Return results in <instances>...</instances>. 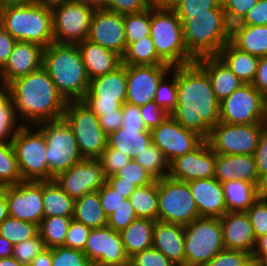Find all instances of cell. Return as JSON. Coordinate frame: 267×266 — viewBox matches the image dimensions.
I'll list each match as a JSON object with an SVG mask.
<instances>
[{"mask_svg": "<svg viewBox=\"0 0 267 266\" xmlns=\"http://www.w3.org/2000/svg\"><path fill=\"white\" fill-rule=\"evenodd\" d=\"M0 25L16 40L47 47L54 43L51 7L42 3L3 8Z\"/></svg>", "mask_w": 267, "mask_h": 266, "instance_id": "cell-5", "label": "cell"}, {"mask_svg": "<svg viewBox=\"0 0 267 266\" xmlns=\"http://www.w3.org/2000/svg\"><path fill=\"white\" fill-rule=\"evenodd\" d=\"M266 254H267V234L256 238V244L251 256L256 257L259 260L262 256Z\"/></svg>", "mask_w": 267, "mask_h": 266, "instance_id": "cell-68", "label": "cell"}, {"mask_svg": "<svg viewBox=\"0 0 267 266\" xmlns=\"http://www.w3.org/2000/svg\"><path fill=\"white\" fill-rule=\"evenodd\" d=\"M156 180L167 177L169 174V162L161 150L153 143L147 148L136 153L134 158Z\"/></svg>", "mask_w": 267, "mask_h": 266, "instance_id": "cell-40", "label": "cell"}, {"mask_svg": "<svg viewBox=\"0 0 267 266\" xmlns=\"http://www.w3.org/2000/svg\"><path fill=\"white\" fill-rule=\"evenodd\" d=\"M44 47L26 41H16L13 50L0 70V85L6 88L12 81L42 67Z\"/></svg>", "mask_w": 267, "mask_h": 266, "instance_id": "cell-23", "label": "cell"}, {"mask_svg": "<svg viewBox=\"0 0 267 266\" xmlns=\"http://www.w3.org/2000/svg\"><path fill=\"white\" fill-rule=\"evenodd\" d=\"M158 202V221L186 226L200 217L188 182L159 179Z\"/></svg>", "mask_w": 267, "mask_h": 266, "instance_id": "cell-11", "label": "cell"}, {"mask_svg": "<svg viewBox=\"0 0 267 266\" xmlns=\"http://www.w3.org/2000/svg\"><path fill=\"white\" fill-rule=\"evenodd\" d=\"M98 118L102 130L108 136L122 126V106L114 112L103 113Z\"/></svg>", "mask_w": 267, "mask_h": 266, "instance_id": "cell-63", "label": "cell"}, {"mask_svg": "<svg viewBox=\"0 0 267 266\" xmlns=\"http://www.w3.org/2000/svg\"><path fill=\"white\" fill-rule=\"evenodd\" d=\"M221 0H178L171 8L178 18H193L201 13H209V9L217 8Z\"/></svg>", "mask_w": 267, "mask_h": 266, "instance_id": "cell-46", "label": "cell"}, {"mask_svg": "<svg viewBox=\"0 0 267 266\" xmlns=\"http://www.w3.org/2000/svg\"><path fill=\"white\" fill-rule=\"evenodd\" d=\"M249 256L240 250L223 249L205 266H240Z\"/></svg>", "mask_w": 267, "mask_h": 266, "instance_id": "cell-58", "label": "cell"}, {"mask_svg": "<svg viewBox=\"0 0 267 266\" xmlns=\"http://www.w3.org/2000/svg\"><path fill=\"white\" fill-rule=\"evenodd\" d=\"M129 266H176L153 246L130 258Z\"/></svg>", "mask_w": 267, "mask_h": 266, "instance_id": "cell-54", "label": "cell"}, {"mask_svg": "<svg viewBox=\"0 0 267 266\" xmlns=\"http://www.w3.org/2000/svg\"><path fill=\"white\" fill-rule=\"evenodd\" d=\"M13 256V244L0 235V258Z\"/></svg>", "mask_w": 267, "mask_h": 266, "instance_id": "cell-70", "label": "cell"}, {"mask_svg": "<svg viewBox=\"0 0 267 266\" xmlns=\"http://www.w3.org/2000/svg\"><path fill=\"white\" fill-rule=\"evenodd\" d=\"M42 67L66 102L84 99L90 79L77 45L51 43L44 48Z\"/></svg>", "mask_w": 267, "mask_h": 266, "instance_id": "cell-3", "label": "cell"}, {"mask_svg": "<svg viewBox=\"0 0 267 266\" xmlns=\"http://www.w3.org/2000/svg\"><path fill=\"white\" fill-rule=\"evenodd\" d=\"M126 65L90 80L89 89L82 100L98 117L114 112L126 101Z\"/></svg>", "mask_w": 267, "mask_h": 266, "instance_id": "cell-14", "label": "cell"}, {"mask_svg": "<svg viewBox=\"0 0 267 266\" xmlns=\"http://www.w3.org/2000/svg\"><path fill=\"white\" fill-rule=\"evenodd\" d=\"M74 201L54 179L43 181L44 217H73Z\"/></svg>", "mask_w": 267, "mask_h": 266, "instance_id": "cell-36", "label": "cell"}, {"mask_svg": "<svg viewBox=\"0 0 267 266\" xmlns=\"http://www.w3.org/2000/svg\"><path fill=\"white\" fill-rule=\"evenodd\" d=\"M239 24L267 25V0H258L257 4L249 10Z\"/></svg>", "mask_w": 267, "mask_h": 266, "instance_id": "cell-61", "label": "cell"}, {"mask_svg": "<svg viewBox=\"0 0 267 266\" xmlns=\"http://www.w3.org/2000/svg\"><path fill=\"white\" fill-rule=\"evenodd\" d=\"M21 125L16 117L13 101L6 94V88L0 85V140L12 141Z\"/></svg>", "mask_w": 267, "mask_h": 266, "instance_id": "cell-44", "label": "cell"}, {"mask_svg": "<svg viewBox=\"0 0 267 266\" xmlns=\"http://www.w3.org/2000/svg\"><path fill=\"white\" fill-rule=\"evenodd\" d=\"M150 132L152 143L161 150L169 163L193 151L205 140L198 133L182 127L171 115Z\"/></svg>", "mask_w": 267, "mask_h": 266, "instance_id": "cell-18", "label": "cell"}, {"mask_svg": "<svg viewBox=\"0 0 267 266\" xmlns=\"http://www.w3.org/2000/svg\"><path fill=\"white\" fill-rule=\"evenodd\" d=\"M220 223L224 248L252 255L256 236L247 212H226L220 217Z\"/></svg>", "mask_w": 267, "mask_h": 266, "instance_id": "cell-24", "label": "cell"}, {"mask_svg": "<svg viewBox=\"0 0 267 266\" xmlns=\"http://www.w3.org/2000/svg\"><path fill=\"white\" fill-rule=\"evenodd\" d=\"M260 266H267V254L262 256L260 259Z\"/></svg>", "mask_w": 267, "mask_h": 266, "instance_id": "cell-79", "label": "cell"}, {"mask_svg": "<svg viewBox=\"0 0 267 266\" xmlns=\"http://www.w3.org/2000/svg\"><path fill=\"white\" fill-rule=\"evenodd\" d=\"M94 11L78 0L52 6L54 43L77 45L86 40Z\"/></svg>", "mask_w": 267, "mask_h": 266, "instance_id": "cell-12", "label": "cell"}, {"mask_svg": "<svg viewBox=\"0 0 267 266\" xmlns=\"http://www.w3.org/2000/svg\"><path fill=\"white\" fill-rule=\"evenodd\" d=\"M258 0H221V5L225 11L227 24L232 27L239 24L245 14L257 4Z\"/></svg>", "mask_w": 267, "mask_h": 266, "instance_id": "cell-50", "label": "cell"}, {"mask_svg": "<svg viewBox=\"0 0 267 266\" xmlns=\"http://www.w3.org/2000/svg\"><path fill=\"white\" fill-rule=\"evenodd\" d=\"M252 85L267 98V56L260 58Z\"/></svg>", "mask_w": 267, "mask_h": 266, "instance_id": "cell-65", "label": "cell"}, {"mask_svg": "<svg viewBox=\"0 0 267 266\" xmlns=\"http://www.w3.org/2000/svg\"><path fill=\"white\" fill-rule=\"evenodd\" d=\"M152 246L176 266L185 265L184 226L156 220Z\"/></svg>", "mask_w": 267, "mask_h": 266, "instance_id": "cell-27", "label": "cell"}, {"mask_svg": "<svg viewBox=\"0 0 267 266\" xmlns=\"http://www.w3.org/2000/svg\"><path fill=\"white\" fill-rule=\"evenodd\" d=\"M200 217H222L226 204L222 184L214 177L195 179L188 182Z\"/></svg>", "mask_w": 267, "mask_h": 266, "instance_id": "cell-25", "label": "cell"}, {"mask_svg": "<svg viewBox=\"0 0 267 266\" xmlns=\"http://www.w3.org/2000/svg\"><path fill=\"white\" fill-rule=\"evenodd\" d=\"M137 219L130 200L125 199L107 218V226L121 233L129 224Z\"/></svg>", "mask_w": 267, "mask_h": 266, "instance_id": "cell-51", "label": "cell"}, {"mask_svg": "<svg viewBox=\"0 0 267 266\" xmlns=\"http://www.w3.org/2000/svg\"><path fill=\"white\" fill-rule=\"evenodd\" d=\"M178 0H162V7H171Z\"/></svg>", "mask_w": 267, "mask_h": 266, "instance_id": "cell-78", "label": "cell"}, {"mask_svg": "<svg viewBox=\"0 0 267 266\" xmlns=\"http://www.w3.org/2000/svg\"><path fill=\"white\" fill-rule=\"evenodd\" d=\"M141 118L144 120L147 130H152L160 125L168 116L163 108H161L154 100L146 105L140 106Z\"/></svg>", "mask_w": 267, "mask_h": 266, "instance_id": "cell-56", "label": "cell"}, {"mask_svg": "<svg viewBox=\"0 0 267 266\" xmlns=\"http://www.w3.org/2000/svg\"><path fill=\"white\" fill-rule=\"evenodd\" d=\"M185 265L205 266L224 248L220 218L199 217L184 226Z\"/></svg>", "mask_w": 267, "mask_h": 266, "instance_id": "cell-8", "label": "cell"}, {"mask_svg": "<svg viewBox=\"0 0 267 266\" xmlns=\"http://www.w3.org/2000/svg\"><path fill=\"white\" fill-rule=\"evenodd\" d=\"M216 56L244 83L252 84L260 58L227 42Z\"/></svg>", "mask_w": 267, "mask_h": 266, "instance_id": "cell-31", "label": "cell"}, {"mask_svg": "<svg viewBox=\"0 0 267 266\" xmlns=\"http://www.w3.org/2000/svg\"><path fill=\"white\" fill-rule=\"evenodd\" d=\"M29 266H52V251L50 248L44 249L31 262Z\"/></svg>", "mask_w": 267, "mask_h": 266, "instance_id": "cell-67", "label": "cell"}, {"mask_svg": "<svg viewBox=\"0 0 267 266\" xmlns=\"http://www.w3.org/2000/svg\"><path fill=\"white\" fill-rule=\"evenodd\" d=\"M107 218L97 191L75 199L72 219L95 229L107 226Z\"/></svg>", "mask_w": 267, "mask_h": 266, "instance_id": "cell-35", "label": "cell"}, {"mask_svg": "<svg viewBox=\"0 0 267 266\" xmlns=\"http://www.w3.org/2000/svg\"><path fill=\"white\" fill-rule=\"evenodd\" d=\"M72 217H44L39 225V234L46 248L61 247L65 243Z\"/></svg>", "mask_w": 267, "mask_h": 266, "instance_id": "cell-39", "label": "cell"}, {"mask_svg": "<svg viewBox=\"0 0 267 266\" xmlns=\"http://www.w3.org/2000/svg\"><path fill=\"white\" fill-rule=\"evenodd\" d=\"M106 182L116 191L121 194L125 199L129 198L131 194L135 191V187L132 183L120 182V178L115 175H111L106 178Z\"/></svg>", "mask_w": 267, "mask_h": 266, "instance_id": "cell-66", "label": "cell"}, {"mask_svg": "<svg viewBox=\"0 0 267 266\" xmlns=\"http://www.w3.org/2000/svg\"><path fill=\"white\" fill-rule=\"evenodd\" d=\"M19 182L22 177L12 142L0 140V187Z\"/></svg>", "mask_w": 267, "mask_h": 266, "instance_id": "cell-41", "label": "cell"}, {"mask_svg": "<svg viewBox=\"0 0 267 266\" xmlns=\"http://www.w3.org/2000/svg\"><path fill=\"white\" fill-rule=\"evenodd\" d=\"M124 31L127 44L150 36V8L139 13L125 14Z\"/></svg>", "mask_w": 267, "mask_h": 266, "instance_id": "cell-45", "label": "cell"}, {"mask_svg": "<svg viewBox=\"0 0 267 266\" xmlns=\"http://www.w3.org/2000/svg\"><path fill=\"white\" fill-rule=\"evenodd\" d=\"M253 157L259 176L267 173V127L263 129L259 137L258 146Z\"/></svg>", "mask_w": 267, "mask_h": 266, "instance_id": "cell-62", "label": "cell"}, {"mask_svg": "<svg viewBox=\"0 0 267 266\" xmlns=\"http://www.w3.org/2000/svg\"><path fill=\"white\" fill-rule=\"evenodd\" d=\"M38 234L39 225L10 216L0 224V235L13 245L36 237Z\"/></svg>", "mask_w": 267, "mask_h": 266, "instance_id": "cell-42", "label": "cell"}, {"mask_svg": "<svg viewBox=\"0 0 267 266\" xmlns=\"http://www.w3.org/2000/svg\"><path fill=\"white\" fill-rule=\"evenodd\" d=\"M240 266H260V261L250 255Z\"/></svg>", "mask_w": 267, "mask_h": 266, "instance_id": "cell-75", "label": "cell"}, {"mask_svg": "<svg viewBox=\"0 0 267 266\" xmlns=\"http://www.w3.org/2000/svg\"><path fill=\"white\" fill-rule=\"evenodd\" d=\"M90 231L91 228L72 219L63 246L83 251Z\"/></svg>", "mask_w": 267, "mask_h": 266, "instance_id": "cell-55", "label": "cell"}, {"mask_svg": "<svg viewBox=\"0 0 267 266\" xmlns=\"http://www.w3.org/2000/svg\"><path fill=\"white\" fill-rule=\"evenodd\" d=\"M90 80L114 71L121 65V57L88 39L77 44Z\"/></svg>", "mask_w": 267, "mask_h": 266, "instance_id": "cell-29", "label": "cell"}, {"mask_svg": "<svg viewBox=\"0 0 267 266\" xmlns=\"http://www.w3.org/2000/svg\"><path fill=\"white\" fill-rule=\"evenodd\" d=\"M10 217L40 225L44 218L43 181H22L6 185Z\"/></svg>", "mask_w": 267, "mask_h": 266, "instance_id": "cell-16", "label": "cell"}, {"mask_svg": "<svg viewBox=\"0 0 267 266\" xmlns=\"http://www.w3.org/2000/svg\"><path fill=\"white\" fill-rule=\"evenodd\" d=\"M179 19L182 21L186 48L196 59L216 55L230 41L231 27L227 24L221 4L209 9V13Z\"/></svg>", "mask_w": 267, "mask_h": 266, "instance_id": "cell-4", "label": "cell"}, {"mask_svg": "<svg viewBox=\"0 0 267 266\" xmlns=\"http://www.w3.org/2000/svg\"><path fill=\"white\" fill-rule=\"evenodd\" d=\"M151 143V132L147 128L120 127L107 136V147L119 150L132 159Z\"/></svg>", "mask_w": 267, "mask_h": 266, "instance_id": "cell-32", "label": "cell"}, {"mask_svg": "<svg viewBox=\"0 0 267 266\" xmlns=\"http://www.w3.org/2000/svg\"><path fill=\"white\" fill-rule=\"evenodd\" d=\"M11 142L16 153L22 181L49 180V169L45 157L47 142L39 129L35 125H21Z\"/></svg>", "mask_w": 267, "mask_h": 266, "instance_id": "cell-10", "label": "cell"}, {"mask_svg": "<svg viewBox=\"0 0 267 266\" xmlns=\"http://www.w3.org/2000/svg\"><path fill=\"white\" fill-rule=\"evenodd\" d=\"M170 65H126V103L143 106L153 101L160 80Z\"/></svg>", "mask_w": 267, "mask_h": 266, "instance_id": "cell-20", "label": "cell"}, {"mask_svg": "<svg viewBox=\"0 0 267 266\" xmlns=\"http://www.w3.org/2000/svg\"><path fill=\"white\" fill-rule=\"evenodd\" d=\"M2 3V8L12 7V6H26L33 5L39 2V0H0Z\"/></svg>", "mask_w": 267, "mask_h": 266, "instance_id": "cell-72", "label": "cell"}, {"mask_svg": "<svg viewBox=\"0 0 267 266\" xmlns=\"http://www.w3.org/2000/svg\"><path fill=\"white\" fill-rule=\"evenodd\" d=\"M35 126L44 134L47 142L45 157L49 180H53L58 174L67 171L75 163L84 159L72 129L63 118L42 122Z\"/></svg>", "mask_w": 267, "mask_h": 266, "instance_id": "cell-7", "label": "cell"}, {"mask_svg": "<svg viewBox=\"0 0 267 266\" xmlns=\"http://www.w3.org/2000/svg\"><path fill=\"white\" fill-rule=\"evenodd\" d=\"M216 153L204 140L196 149L176 157L169 163L168 176L172 179L189 182L195 179L214 177Z\"/></svg>", "mask_w": 267, "mask_h": 266, "instance_id": "cell-21", "label": "cell"}, {"mask_svg": "<svg viewBox=\"0 0 267 266\" xmlns=\"http://www.w3.org/2000/svg\"><path fill=\"white\" fill-rule=\"evenodd\" d=\"M246 212L256 238L267 234V200L258 198Z\"/></svg>", "mask_w": 267, "mask_h": 266, "instance_id": "cell-53", "label": "cell"}, {"mask_svg": "<svg viewBox=\"0 0 267 266\" xmlns=\"http://www.w3.org/2000/svg\"><path fill=\"white\" fill-rule=\"evenodd\" d=\"M122 126L132 128H146L144 120L141 118L140 107L129 103L122 105Z\"/></svg>", "mask_w": 267, "mask_h": 266, "instance_id": "cell-60", "label": "cell"}, {"mask_svg": "<svg viewBox=\"0 0 267 266\" xmlns=\"http://www.w3.org/2000/svg\"><path fill=\"white\" fill-rule=\"evenodd\" d=\"M150 7H162V0H145Z\"/></svg>", "mask_w": 267, "mask_h": 266, "instance_id": "cell-77", "label": "cell"}, {"mask_svg": "<svg viewBox=\"0 0 267 266\" xmlns=\"http://www.w3.org/2000/svg\"><path fill=\"white\" fill-rule=\"evenodd\" d=\"M87 39L122 57L127 47L124 15L107 9L95 10Z\"/></svg>", "mask_w": 267, "mask_h": 266, "instance_id": "cell-22", "label": "cell"}, {"mask_svg": "<svg viewBox=\"0 0 267 266\" xmlns=\"http://www.w3.org/2000/svg\"><path fill=\"white\" fill-rule=\"evenodd\" d=\"M150 37L157 55L171 67L196 61L187 50L182 21L171 7H150Z\"/></svg>", "mask_w": 267, "mask_h": 266, "instance_id": "cell-6", "label": "cell"}, {"mask_svg": "<svg viewBox=\"0 0 267 266\" xmlns=\"http://www.w3.org/2000/svg\"><path fill=\"white\" fill-rule=\"evenodd\" d=\"M123 65H168L158 55L150 36L127 44L121 57Z\"/></svg>", "mask_w": 267, "mask_h": 266, "instance_id": "cell-38", "label": "cell"}, {"mask_svg": "<svg viewBox=\"0 0 267 266\" xmlns=\"http://www.w3.org/2000/svg\"><path fill=\"white\" fill-rule=\"evenodd\" d=\"M16 40L0 25V70L6 64Z\"/></svg>", "mask_w": 267, "mask_h": 266, "instance_id": "cell-64", "label": "cell"}, {"mask_svg": "<svg viewBox=\"0 0 267 266\" xmlns=\"http://www.w3.org/2000/svg\"><path fill=\"white\" fill-rule=\"evenodd\" d=\"M209 76L216 99L221 102L243 82L216 56H202L195 61Z\"/></svg>", "mask_w": 267, "mask_h": 266, "instance_id": "cell-28", "label": "cell"}, {"mask_svg": "<svg viewBox=\"0 0 267 266\" xmlns=\"http://www.w3.org/2000/svg\"><path fill=\"white\" fill-rule=\"evenodd\" d=\"M257 194L258 198L267 200V173L259 176Z\"/></svg>", "mask_w": 267, "mask_h": 266, "instance_id": "cell-71", "label": "cell"}, {"mask_svg": "<svg viewBox=\"0 0 267 266\" xmlns=\"http://www.w3.org/2000/svg\"><path fill=\"white\" fill-rule=\"evenodd\" d=\"M230 42L251 55L266 57L267 25L236 24L231 27Z\"/></svg>", "mask_w": 267, "mask_h": 266, "instance_id": "cell-30", "label": "cell"}, {"mask_svg": "<svg viewBox=\"0 0 267 266\" xmlns=\"http://www.w3.org/2000/svg\"><path fill=\"white\" fill-rule=\"evenodd\" d=\"M46 246L40 234L29 240L13 245V257L22 265L29 266L33 259L41 253Z\"/></svg>", "mask_w": 267, "mask_h": 266, "instance_id": "cell-48", "label": "cell"}, {"mask_svg": "<svg viewBox=\"0 0 267 266\" xmlns=\"http://www.w3.org/2000/svg\"><path fill=\"white\" fill-rule=\"evenodd\" d=\"M214 178L220 183L243 180L257 185L259 174L253 155L216 154Z\"/></svg>", "mask_w": 267, "mask_h": 266, "instance_id": "cell-26", "label": "cell"}, {"mask_svg": "<svg viewBox=\"0 0 267 266\" xmlns=\"http://www.w3.org/2000/svg\"><path fill=\"white\" fill-rule=\"evenodd\" d=\"M9 216L6 198V186L0 187V224Z\"/></svg>", "mask_w": 267, "mask_h": 266, "instance_id": "cell-69", "label": "cell"}, {"mask_svg": "<svg viewBox=\"0 0 267 266\" xmlns=\"http://www.w3.org/2000/svg\"><path fill=\"white\" fill-rule=\"evenodd\" d=\"M88 5L89 7L97 10V9H106L107 0H78Z\"/></svg>", "mask_w": 267, "mask_h": 266, "instance_id": "cell-73", "label": "cell"}, {"mask_svg": "<svg viewBox=\"0 0 267 266\" xmlns=\"http://www.w3.org/2000/svg\"><path fill=\"white\" fill-rule=\"evenodd\" d=\"M128 199L137 218L158 220V180L147 186L137 187Z\"/></svg>", "mask_w": 267, "mask_h": 266, "instance_id": "cell-37", "label": "cell"}, {"mask_svg": "<svg viewBox=\"0 0 267 266\" xmlns=\"http://www.w3.org/2000/svg\"><path fill=\"white\" fill-rule=\"evenodd\" d=\"M85 256L103 266H129L121 233L108 226L91 229L84 250Z\"/></svg>", "mask_w": 267, "mask_h": 266, "instance_id": "cell-19", "label": "cell"}, {"mask_svg": "<svg viewBox=\"0 0 267 266\" xmlns=\"http://www.w3.org/2000/svg\"><path fill=\"white\" fill-rule=\"evenodd\" d=\"M62 118L72 129L81 156L98 159L107 147L98 116L83 101H68Z\"/></svg>", "mask_w": 267, "mask_h": 266, "instance_id": "cell-9", "label": "cell"}, {"mask_svg": "<svg viewBox=\"0 0 267 266\" xmlns=\"http://www.w3.org/2000/svg\"><path fill=\"white\" fill-rule=\"evenodd\" d=\"M266 98L252 85L242 84L220 102V122L265 123Z\"/></svg>", "mask_w": 267, "mask_h": 266, "instance_id": "cell-15", "label": "cell"}, {"mask_svg": "<svg viewBox=\"0 0 267 266\" xmlns=\"http://www.w3.org/2000/svg\"><path fill=\"white\" fill-rule=\"evenodd\" d=\"M227 212H246L258 199L257 185L243 180L221 183Z\"/></svg>", "mask_w": 267, "mask_h": 266, "instance_id": "cell-34", "label": "cell"}, {"mask_svg": "<svg viewBox=\"0 0 267 266\" xmlns=\"http://www.w3.org/2000/svg\"><path fill=\"white\" fill-rule=\"evenodd\" d=\"M115 176L120 178V182L132 183L135 187L147 186L156 180L133 159L124 168L120 169Z\"/></svg>", "mask_w": 267, "mask_h": 266, "instance_id": "cell-49", "label": "cell"}, {"mask_svg": "<svg viewBox=\"0 0 267 266\" xmlns=\"http://www.w3.org/2000/svg\"><path fill=\"white\" fill-rule=\"evenodd\" d=\"M52 266H93L83 251L64 246L51 248Z\"/></svg>", "mask_w": 267, "mask_h": 266, "instance_id": "cell-47", "label": "cell"}, {"mask_svg": "<svg viewBox=\"0 0 267 266\" xmlns=\"http://www.w3.org/2000/svg\"><path fill=\"white\" fill-rule=\"evenodd\" d=\"M72 199L98 191L106 182L99 159L84 158L54 178Z\"/></svg>", "mask_w": 267, "mask_h": 266, "instance_id": "cell-17", "label": "cell"}, {"mask_svg": "<svg viewBox=\"0 0 267 266\" xmlns=\"http://www.w3.org/2000/svg\"><path fill=\"white\" fill-rule=\"evenodd\" d=\"M155 220L137 218L122 232L124 249L129 259L136 253L152 247Z\"/></svg>", "mask_w": 267, "mask_h": 266, "instance_id": "cell-33", "label": "cell"}, {"mask_svg": "<svg viewBox=\"0 0 267 266\" xmlns=\"http://www.w3.org/2000/svg\"><path fill=\"white\" fill-rule=\"evenodd\" d=\"M98 159L101 162L104 176L106 178L115 175L132 160L129 156L119 152V150L112 149L111 147H106Z\"/></svg>", "mask_w": 267, "mask_h": 266, "instance_id": "cell-52", "label": "cell"}, {"mask_svg": "<svg viewBox=\"0 0 267 266\" xmlns=\"http://www.w3.org/2000/svg\"><path fill=\"white\" fill-rule=\"evenodd\" d=\"M265 123L228 124L219 122L206 139L216 154L253 155Z\"/></svg>", "mask_w": 267, "mask_h": 266, "instance_id": "cell-13", "label": "cell"}, {"mask_svg": "<svg viewBox=\"0 0 267 266\" xmlns=\"http://www.w3.org/2000/svg\"><path fill=\"white\" fill-rule=\"evenodd\" d=\"M171 116L205 140L220 122V102L209 76L196 62L177 66V108Z\"/></svg>", "mask_w": 267, "mask_h": 266, "instance_id": "cell-1", "label": "cell"}, {"mask_svg": "<svg viewBox=\"0 0 267 266\" xmlns=\"http://www.w3.org/2000/svg\"><path fill=\"white\" fill-rule=\"evenodd\" d=\"M153 100L170 115L175 111L177 108V66L172 67L160 80Z\"/></svg>", "mask_w": 267, "mask_h": 266, "instance_id": "cell-43", "label": "cell"}, {"mask_svg": "<svg viewBox=\"0 0 267 266\" xmlns=\"http://www.w3.org/2000/svg\"><path fill=\"white\" fill-rule=\"evenodd\" d=\"M13 101L16 117L22 125L62 119L66 100L43 67L17 78L6 87Z\"/></svg>", "mask_w": 267, "mask_h": 266, "instance_id": "cell-2", "label": "cell"}, {"mask_svg": "<svg viewBox=\"0 0 267 266\" xmlns=\"http://www.w3.org/2000/svg\"><path fill=\"white\" fill-rule=\"evenodd\" d=\"M0 266H25L20 264L13 256L0 258Z\"/></svg>", "mask_w": 267, "mask_h": 266, "instance_id": "cell-74", "label": "cell"}, {"mask_svg": "<svg viewBox=\"0 0 267 266\" xmlns=\"http://www.w3.org/2000/svg\"><path fill=\"white\" fill-rule=\"evenodd\" d=\"M265 126L267 127V98H266V106H265Z\"/></svg>", "mask_w": 267, "mask_h": 266, "instance_id": "cell-80", "label": "cell"}, {"mask_svg": "<svg viewBox=\"0 0 267 266\" xmlns=\"http://www.w3.org/2000/svg\"><path fill=\"white\" fill-rule=\"evenodd\" d=\"M101 206L108 217L125 200L119 192H116L107 182L97 191Z\"/></svg>", "mask_w": 267, "mask_h": 266, "instance_id": "cell-57", "label": "cell"}, {"mask_svg": "<svg viewBox=\"0 0 267 266\" xmlns=\"http://www.w3.org/2000/svg\"><path fill=\"white\" fill-rule=\"evenodd\" d=\"M68 1H72V0H39V3H42V4L49 6V7H52L54 5L68 2Z\"/></svg>", "mask_w": 267, "mask_h": 266, "instance_id": "cell-76", "label": "cell"}, {"mask_svg": "<svg viewBox=\"0 0 267 266\" xmlns=\"http://www.w3.org/2000/svg\"><path fill=\"white\" fill-rule=\"evenodd\" d=\"M150 6L145 0H107L106 9L125 15L143 12Z\"/></svg>", "mask_w": 267, "mask_h": 266, "instance_id": "cell-59", "label": "cell"}]
</instances>
